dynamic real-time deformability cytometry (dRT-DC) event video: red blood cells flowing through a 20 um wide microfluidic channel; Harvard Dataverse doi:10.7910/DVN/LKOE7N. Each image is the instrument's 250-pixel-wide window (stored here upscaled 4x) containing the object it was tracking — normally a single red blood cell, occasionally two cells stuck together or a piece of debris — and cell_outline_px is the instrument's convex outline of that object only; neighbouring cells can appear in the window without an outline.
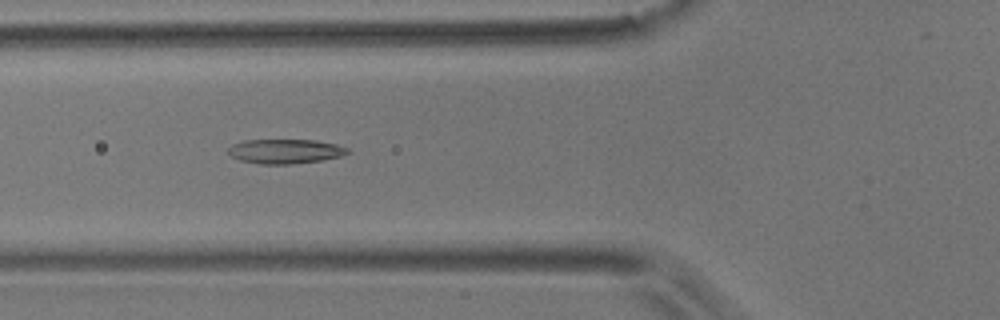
{"species": "common noctule bat (a hibernating species)", "species_latin": "Nyctalus noctula", "temperature_condition": "room temperature", "stored_images_in_passage": 10, "camera_frame_rate_fps": 3000, "um_per_image_px": 0.085, "animal": {"sex": "male", "body_mass_g": 17.9}, "frame": {"image": 1, "passage_image": 6, "time_ms": 6.667, "image_size_px": [1000, 320], "cell_outline_px": [[352, 152], [340, 156], [324, 160], [292, 164], [260, 164], [240, 160], [232, 156], [228, 152], [228, 148], [232, 144], [244, 140], [316, 140], [336, 144], [348, 148]], "centroid_in_image_um": [24.27, 12.86], "position_along_channel_um": 101.5, "area_um2": 17.11}}
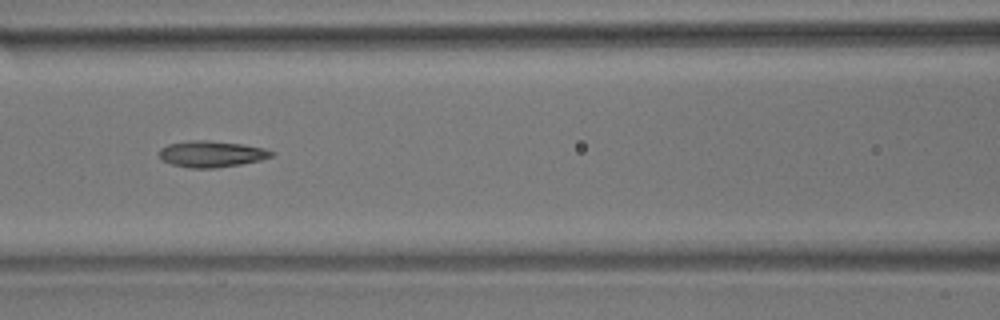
{"frame": {"image": 2, "passage_image": 7, "time_ms": 8.0, "image_size_px": [1000, 320], "cell_outline_px": [[276, 152], [272, 156], [260, 160], [240, 164], [216, 168], [188, 168], [172, 164], [160, 160], [160, 148], [168, 144], [188, 140], [208, 140], [244, 144], [264, 148]], "centroid_in_image_um": [17.97, 13.08], "position_along_channel_um": 148.6, "area_um2": 17.34}}